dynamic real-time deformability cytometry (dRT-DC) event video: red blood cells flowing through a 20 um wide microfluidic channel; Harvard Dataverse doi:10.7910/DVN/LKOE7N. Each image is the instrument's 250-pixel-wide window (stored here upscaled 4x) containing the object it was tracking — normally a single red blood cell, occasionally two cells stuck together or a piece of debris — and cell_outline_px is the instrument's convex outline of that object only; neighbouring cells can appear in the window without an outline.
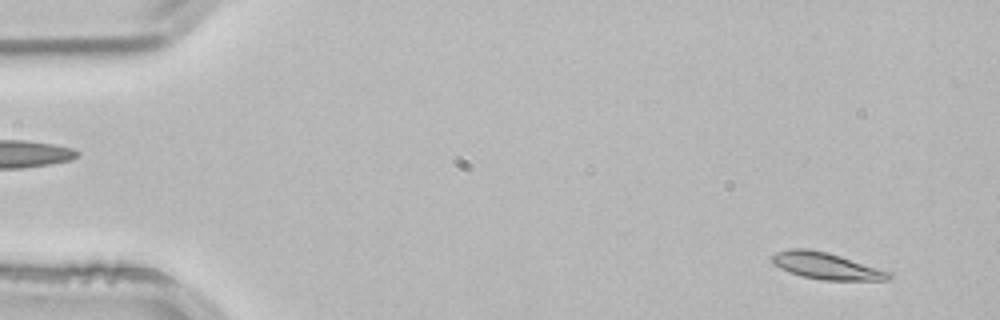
{"species": "common noctule bat (a hibernating species)", "species_latin": "Nyctalus noctula", "temperature_condition": "room temperature", "stored_images_in_passage": 52, "camera_frame_rate_fps": 3000, "um_per_image_px": 0.085, "animal": {"sex": "male", "body_mass_g": 21.5, "forearm_length_mm": 52.0}, "frame": {"image": 1, "passage_image": 3, "time_ms": 0.667, "image_size_px": [1000, 320], "cell_outline_px": [[892, 276], [888, 280], [820, 280], [804, 276], [780, 268], [772, 264], [772, 256], [776, 252], [792, 248], [804, 248], [828, 252], [892, 272]], "centroid_in_image_um": [70.25, 22.6], "position_along_channel_um": 14.7, "area_um2": 18.03}}
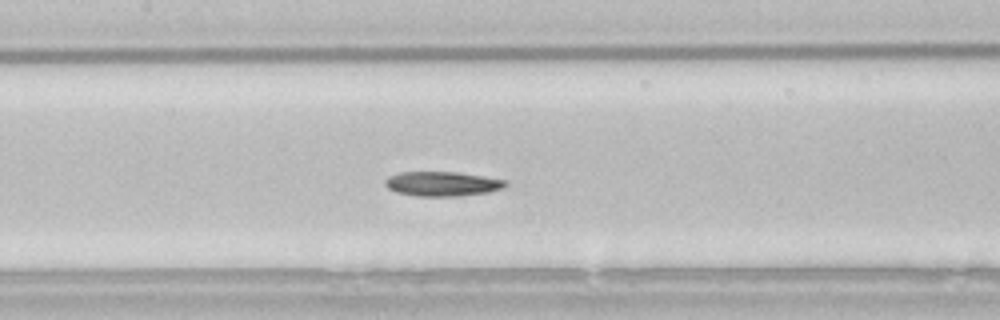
{"frame": {"image": 2, "passage_image": 24, "time_ms": 7.667, "image_size_px": [1000, 320], "cell_outline_px": [[508, 184], [504, 188], [488, 192], [452, 196], [416, 196], [396, 192], [388, 188], [384, 184], [384, 180], [388, 176], [400, 172], [456, 172], [484, 176], [508, 180]], "centroid_in_image_um": [37.59, 15.62], "position_along_channel_um": 169.8, "area_um2": 17.28}}
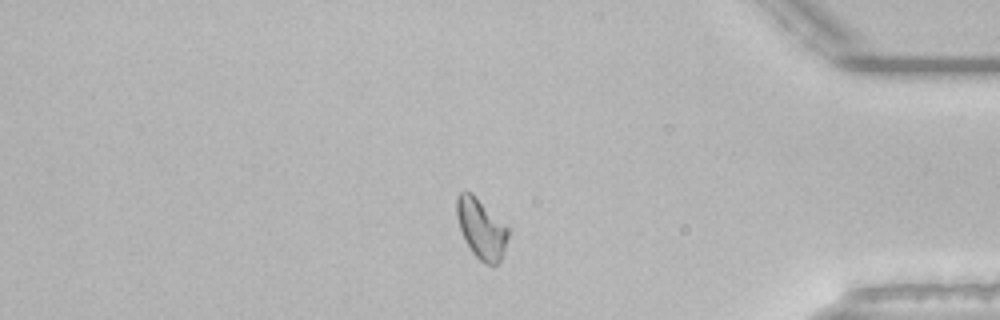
{"frame": {"image": 3, "passage_image": 44, "time_ms": 14.333, "image_size_px": [1000, 320], "cell_outline_px": [[508, 236], [500, 260], [496, 264], [488, 264], [480, 260], [472, 252], [464, 240], [456, 216], [456, 196], [460, 192], [472, 192], [508, 228]], "centroid_in_image_um": [40.87, 19.41], "position_along_channel_um": 394.3, "area_um2": 17.63}, "authors_computed_cell_mechanics": {"area_um2": 17.2822, "velocity_mm_per_s": 3.8163, "shape_relaxation_time_tau1_ms": 8.0476, "shape_relaxation_time_tau2_ms": null, "deformation_change_tau1": 0.1906, "deformation_change_tau2": null}}